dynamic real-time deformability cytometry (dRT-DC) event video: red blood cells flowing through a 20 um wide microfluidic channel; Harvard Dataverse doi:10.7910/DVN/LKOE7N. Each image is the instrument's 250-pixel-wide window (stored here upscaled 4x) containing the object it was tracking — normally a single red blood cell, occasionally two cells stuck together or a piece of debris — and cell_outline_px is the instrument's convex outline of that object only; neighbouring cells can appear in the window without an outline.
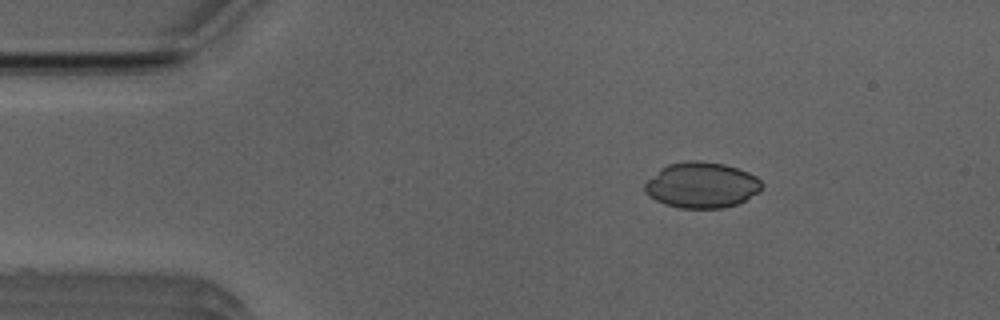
{"species": "Egyptian fruit bat (a non-hibernating species)", "species_latin": "Rousettus aegyptiacus", "temperature_condition": "room temperature", "stored_images_in_passage": 28, "camera_frame_rate_fps": 3000, "um_per_image_px": 0.085, "animal": {"sex": "male"}, "frame": {"image": 1, "passage_image": 2, "time_ms": 0.333, "image_size_px": [1000, 320], "cell_outline_px": [[764, 184], [760, 192], [736, 204], [720, 208], [680, 208], [664, 204], [656, 200], [644, 192], [644, 184], [660, 168], [668, 164], [688, 160], [700, 160], [724, 164], [748, 172], [756, 176]], "centroid_in_image_um": [59.64, 15.72], "position_along_channel_um": 25.4, "area_um2": 31.27}}
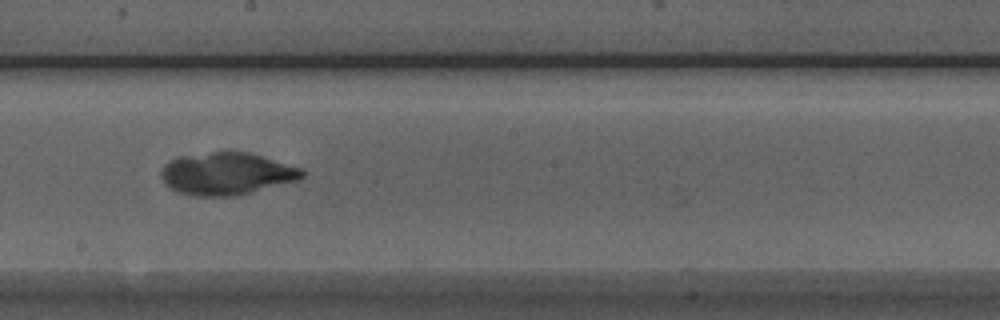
{"frame": {"image": 2, "passage_image": 22, "time_ms": 7.0, "image_size_px": [1000, 320], "cell_outline_px": [[304, 176], [300, 180], [236, 196], [196, 196], [176, 192], [164, 184], [160, 176], [160, 172], [164, 164], [168, 160], [176, 156], [212, 152], [248, 152], [304, 168]], "centroid_in_image_um": [19.25, 14.76], "position_along_channel_um": 229.0, "area_um2": 35.26}}
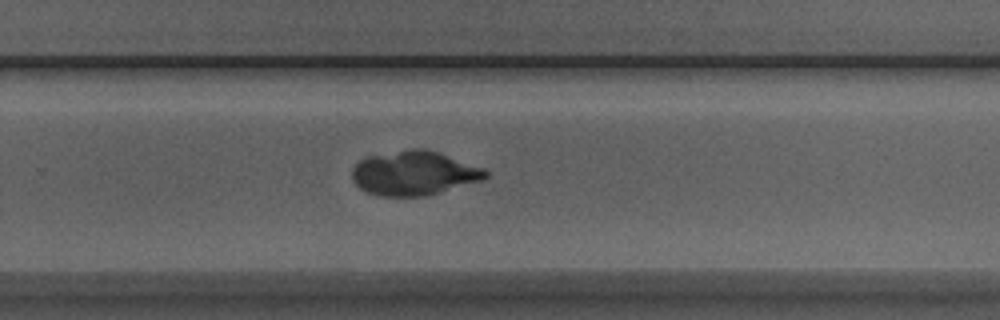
{"frame": {"image": 3, "passage_image": 27, "time_ms": 8.667, "image_size_px": [1000, 320], "cell_outline_px": [[488, 176], [484, 180], [440, 192], [424, 196], [376, 196], [364, 192], [352, 180], [352, 168], [360, 160], [368, 156], [412, 148], [424, 148], [484, 168], [488, 172]], "centroid_in_image_um": [35.17, 14.73], "position_along_channel_um": 294.6, "area_um2": 34.45}}